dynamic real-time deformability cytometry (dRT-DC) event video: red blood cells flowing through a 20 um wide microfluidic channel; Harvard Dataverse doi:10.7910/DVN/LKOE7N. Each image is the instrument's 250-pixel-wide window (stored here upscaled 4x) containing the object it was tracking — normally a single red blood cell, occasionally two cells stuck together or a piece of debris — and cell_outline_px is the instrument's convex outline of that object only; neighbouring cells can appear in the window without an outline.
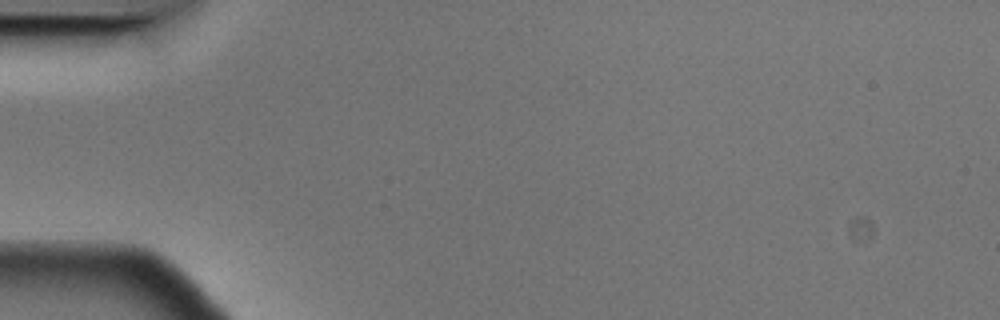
{"species": "Egyptian fruit bat (a non-hibernating species)", "species_latin": "Rousettus aegyptiacus", "temperature_condition": "cold", "stored_images_in_passage": 3, "camera_frame_rate_fps": 3000, "um_per_image_px": 0.085, "animal": {"sex": "male"}, "frame": {"image": 1, "passage_image": 1, "time_ms": 0.0, "image_size_px": [1000, 320], "cell_outline_px": [[204, 300], [200, 304], [196, 304], [80, 256], [80, 252], [124, 252], [152, 256], [160, 260], [192, 284], [200, 292]], "centroid_in_image_um": [12.55, 23.17], "position_along_channel_um": 72.5, "area_um2": 17.69}}